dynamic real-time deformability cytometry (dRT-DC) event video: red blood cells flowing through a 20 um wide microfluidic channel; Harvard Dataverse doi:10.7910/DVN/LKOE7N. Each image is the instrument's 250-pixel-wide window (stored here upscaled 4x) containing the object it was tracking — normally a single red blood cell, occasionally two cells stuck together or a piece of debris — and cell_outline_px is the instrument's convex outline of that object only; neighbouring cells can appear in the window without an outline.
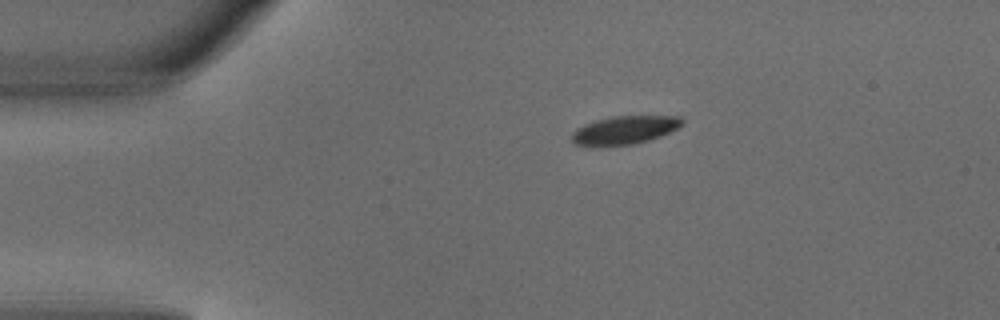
{"species": "common noctule bat (a hibernating species)", "species_latin": "Nyctalus noctula", "temperature_condition": "warm", "stored_images_in_passage": 3, "camera_frame_rate_fps": 3000, "um_per_image_px": 0.085, "animal": {"sex": "male", "body_mass_g": 18.8}, "frame": {"image": 1, "passage_image": 3, "time_ms": 0.667, "image_size_px": [1000, 320], "cell_outline_px": [[684, 124], [660, 136], [648, 140], [632, 144], [572, 144], [572, 132], [576, 128], [584, 124], [608, 116], [680, 116], [684, 120]], "centroid_in_image_um": [53.11, 11.01], "position_along_channel_um": 31.9, "area_um2": 17.74}}